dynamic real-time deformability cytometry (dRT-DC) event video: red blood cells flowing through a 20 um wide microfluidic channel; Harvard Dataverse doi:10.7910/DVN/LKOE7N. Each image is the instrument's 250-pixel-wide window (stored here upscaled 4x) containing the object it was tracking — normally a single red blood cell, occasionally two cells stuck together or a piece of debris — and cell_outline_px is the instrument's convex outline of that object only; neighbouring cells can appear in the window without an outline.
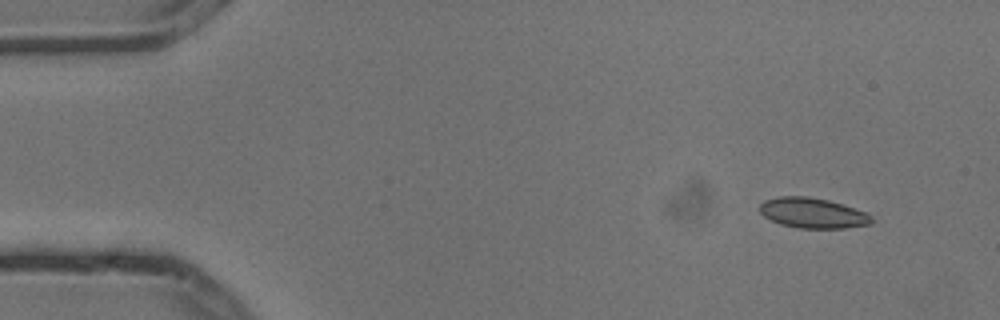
{"species": "common noctule bat (a hibernating species)", "species_latin": "Nyctalus noctula", "temperature_condition": "cold", "stored_images_in_passage": 5, "camera_frame_rate_fps": 3000, "um_per_image_px": 0.085, "animal": {"sex": "male", "body_mass_g": 13.3}, "frame": {"image": 1, "passage_image": 1, "time_ms": 0.0, "image_size_px": [1000, 320], "cell_outline_px": [[872, 224], [844, 228], [796, 228], [780, 224], [764, 216], [760, 212], [760, 204], [764, 200], [780, 196], [808, 196], [828, 200], [864, 212], [872, 216]], "centroid_in_image_um": [69.05, 18.11], "position_along_channel_um": 15.9, "area_um2": 19.59}}
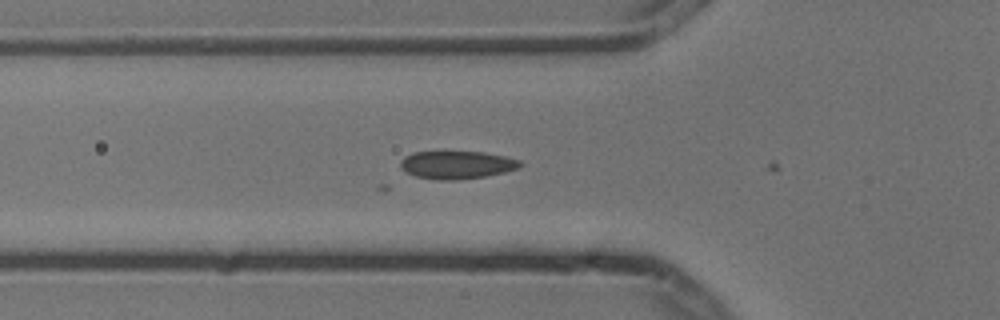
{"frame": {"image": 2, "passage_image": 5, "time_ms": 1.333, "image_size_px": [1000, 320], "cell_outline_px": [[524, 164], [520, 168], [504, 172], [484, 176], [456, 180], [436, 180], [416, 176], [404, 172], [400, 168], [400, 160], [404, 156], [412, 152], [484, 152], [504, 156], [520, 160]], "centroid_in_image_um": [38.81, 14.01], "position_along_channel_um": 87.0, "area_um2": 19.59}}